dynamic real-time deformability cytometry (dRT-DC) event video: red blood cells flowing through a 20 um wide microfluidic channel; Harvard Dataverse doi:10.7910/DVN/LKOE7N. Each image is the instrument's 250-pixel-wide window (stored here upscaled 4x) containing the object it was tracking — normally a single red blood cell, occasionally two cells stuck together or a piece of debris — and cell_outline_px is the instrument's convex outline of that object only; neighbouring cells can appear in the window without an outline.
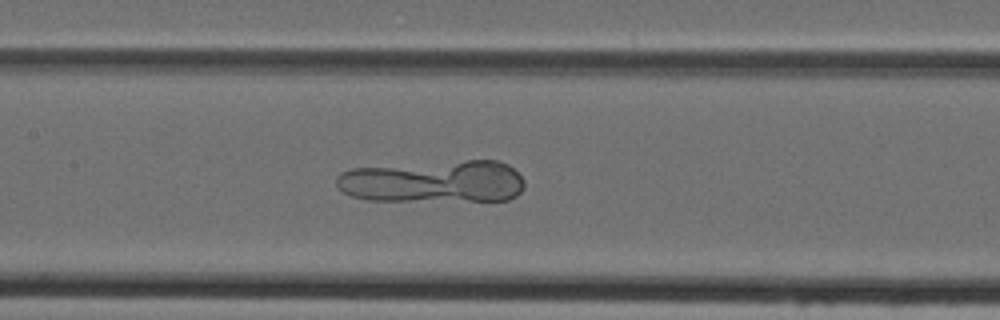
{"species": "Egyptian fruit bat (a non-hibernating species)", "species_latin": "Rousettus aegyptiacus", "temperature_condition": "cold", "stored_images_in_passage": 45, "camera_frame_rate_fps": 3000, "um_per_image_px": 0.085, "animal": {"sex": "female"}, "frame": {"image": 1, "passage_image": 20, "time_ms": 6.333, "image_size_px": [1000, 320], "cell_outline_px": [[524, 188], [516, 196], [508, 200], [368, 200], [352, 196], [344, 192], [336, 184], [336, 176], [340, 172], [352, 168], [468, 160], [500, 160], [508, 164], [524, 180]], "centroid_in_image_um": [36.86, 15.42], "position_along_channel_um": 170.5, "area_um2": 46.36}}
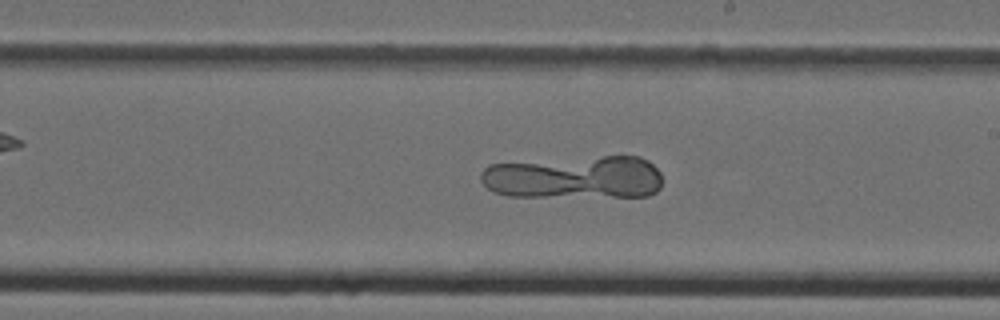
{"frame": {"image": 2, "passage_image": 25, "time_ms": 8.0, "image_size_px": [1000, 320], "cell_outline_px": [[660, 188], [656, 192], [648, 196], [508, 196], [492, 192], [480, 180], [480, 172], [488, 164], [604, 156], [640, 156], [648, 160], [660, 172]], "centroid_in_image_um": [48.8, 15.07], "position_along_channel_um": 240.2, "area_um2": 45.6}}
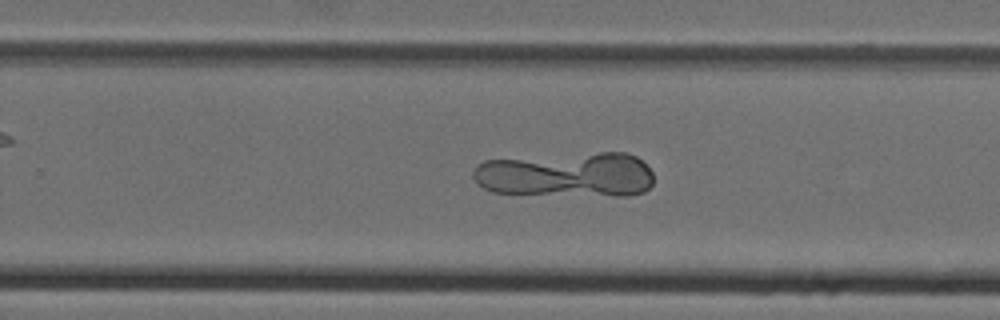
{"frame": {"image": 3, "passage_image": 28, "time_ms": 9.0, "image_size_px": [1000, 320], "cell_outline_px": [[652, 184], [644, 192], [628, 196], [616, 196], [492, 192], [476, 184], [472, 176], [472, 172], [476, 164], [484, 160], [600, 152], [624, 152], [636, 156], [652, 172]], "centroid_in_image_um": [48.13, 14.85], "position_along_channel_um": 281.7, "area_um2": 47.4}}